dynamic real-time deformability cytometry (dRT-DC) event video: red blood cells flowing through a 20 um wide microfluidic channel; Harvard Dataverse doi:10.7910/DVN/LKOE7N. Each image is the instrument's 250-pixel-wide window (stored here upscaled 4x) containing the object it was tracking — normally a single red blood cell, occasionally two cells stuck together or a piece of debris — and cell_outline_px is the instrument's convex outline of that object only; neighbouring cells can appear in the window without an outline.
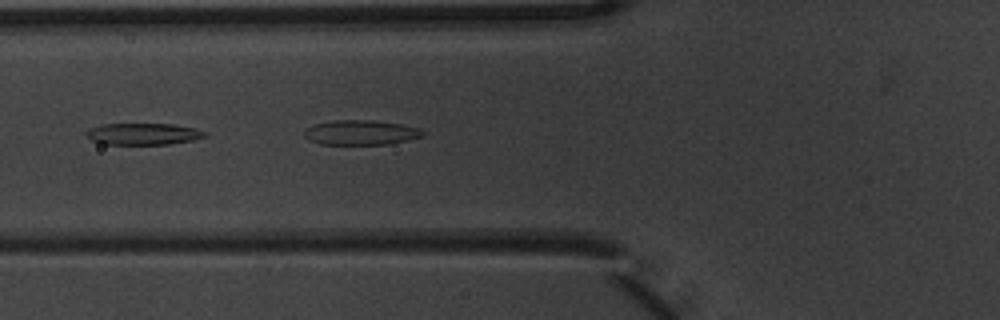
{"species": "common noctule bat (a hibernating species)", "species_latin": "Nyctalus noctula", "temperature_condition": "warm", "stored_images_in_passage": 7, "segment_of_instrument_passage": [2, 2], "camera_frame_rate_fps": 3000, "um_per_image_px": 0.085, "animal": {"sex": "male", "body_mass_g": 20.1, "forearm_length_mm": 53.5}, "frame": {"image": 1, "passage_image": 6, "time_ms": 1.667, "image_size_px": [1000, 320], "cell_outline_px": [[208, 136], [192, 140], [168, 144], [104, 144], [92, 140], [84, 132], [92, 128], [104, 124], [172, 124], [196, 128], [208, 132]], "centroid_in_image_um": [12.24, 11.38], "position_along_channel_um": 113.6, "area_um2": 14.85}}